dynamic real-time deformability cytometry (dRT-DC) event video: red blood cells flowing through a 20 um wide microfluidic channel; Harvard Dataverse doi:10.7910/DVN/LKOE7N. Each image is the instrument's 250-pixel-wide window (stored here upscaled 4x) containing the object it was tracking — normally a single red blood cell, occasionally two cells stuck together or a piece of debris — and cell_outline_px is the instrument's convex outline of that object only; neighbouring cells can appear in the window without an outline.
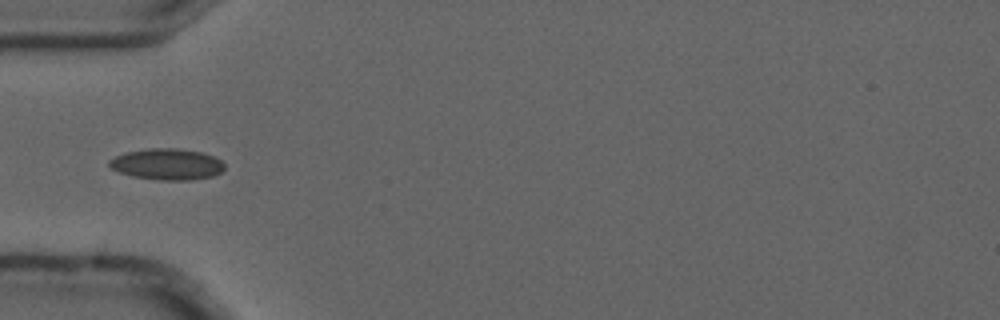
{"species": "common noctule bat (a hibernating species)", "species_latin": "Nyctalus noctula", "temperature_condition": "cold", "stored_images_in_passage": 6, "camera_frame_rate_fps": 3000, "um_per_image_px": 0.085, "animal": {"sex": "male", "forearm_length_mm": 52.5}, "frame": {"image": 1, "passage_image": 5, "time_ms": 1.333, "image_size_px": [1000, 320], "cell_outline_px": [[224, 168], [220, 172], [212, 176], [192, 180], [160, 180], [132, 176], [120, 172], [112, 168], [108, 164], [108, 160], [116, 156], [128, 152], [148, 148], [176, 148], [200, 152], [212, 156], [220, 160], [224, 164]], "centroid_in_image_um": [14.19, 13.96], "position_along_channel_um": 70.8, "area_um2": 20.75}}
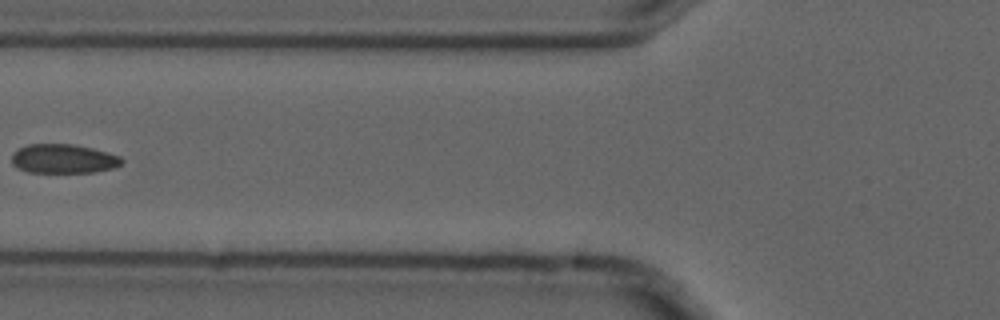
{"frame": {"image": 2, "passage_image": 6, "time_ms": 1.667, "image_size_px": [1000, 320], "cell_outline_px": [[124, 160], [120, 164], [112, 168], [96, 172], [28, 172], [16, 168], [12, 164], [12, 152], [28, 144], [76, 144], [108, 152], [120, 156]], "centroid_in_image_um": [5.38, 13.49], "position_along_channel_um": 120.4, "area_um2": 18.79}}